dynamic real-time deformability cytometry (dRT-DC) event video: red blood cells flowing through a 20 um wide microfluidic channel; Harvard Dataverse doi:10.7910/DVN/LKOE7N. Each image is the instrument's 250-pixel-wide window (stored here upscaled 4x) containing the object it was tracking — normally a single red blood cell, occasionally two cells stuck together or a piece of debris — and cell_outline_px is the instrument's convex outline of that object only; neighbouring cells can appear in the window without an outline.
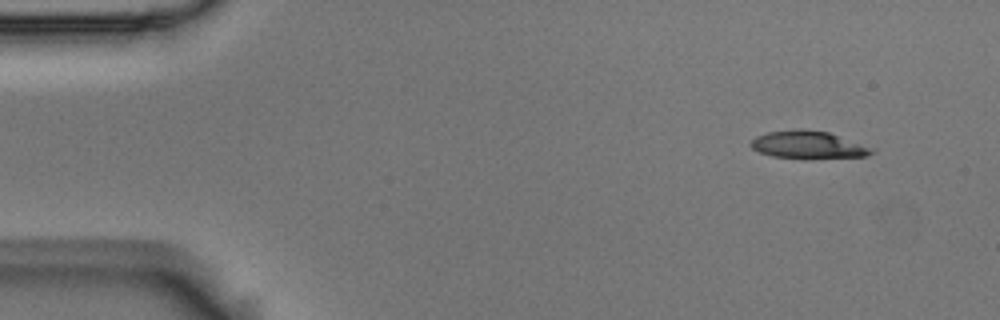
{"species": "Egyptian fruit bat (a non-hibernating species)", "species_latin": "Rousettus aegyptiacus", "temperature_condition": "room temperature", "stored_images_in_passage": 6, "camera_frame_rate_fps": 3000, "um_per_image_px": 0.085, "animal": {"sex": "male"}, "frame": {"image": 1, "passage_image": 2, "time_ms": 0.333, "image_size_px": [1000, 320], "cell_outline_px": [[876, 148], [872, 152], [864, 156], [804, 160], [772, 156], [760, 152], [752, 148], [748, 144], [756, 136], [768, 132], [796, 128], [800, 128], [828, 132]], "centroid_in_image_um": [68.68, 12.32], "position_along_channel_um": 16.3, "area_um2": 19.94}}
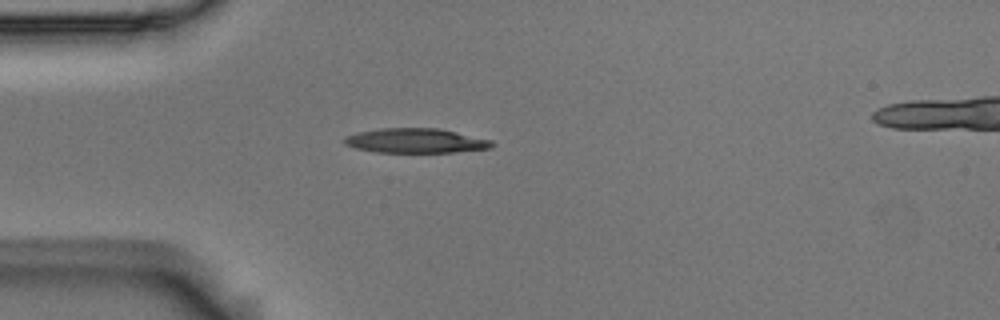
{"frame": {"image": 2, "passage_image": 5, "time_ms": 1.333, "image_size_px": [1000, 320], "cell_outline_px": [[496, 144], [492, 148], [452, 152], [376, 152], [356, 148], [344, 144], [340, 140], [344, 136], [360, 132], [380, 128], [440, 128], [492, 140]], "centroid_in_image_um": [35.33, 11.96], "position_along_channel_um": 49.7, "area_um2": 21.27}}